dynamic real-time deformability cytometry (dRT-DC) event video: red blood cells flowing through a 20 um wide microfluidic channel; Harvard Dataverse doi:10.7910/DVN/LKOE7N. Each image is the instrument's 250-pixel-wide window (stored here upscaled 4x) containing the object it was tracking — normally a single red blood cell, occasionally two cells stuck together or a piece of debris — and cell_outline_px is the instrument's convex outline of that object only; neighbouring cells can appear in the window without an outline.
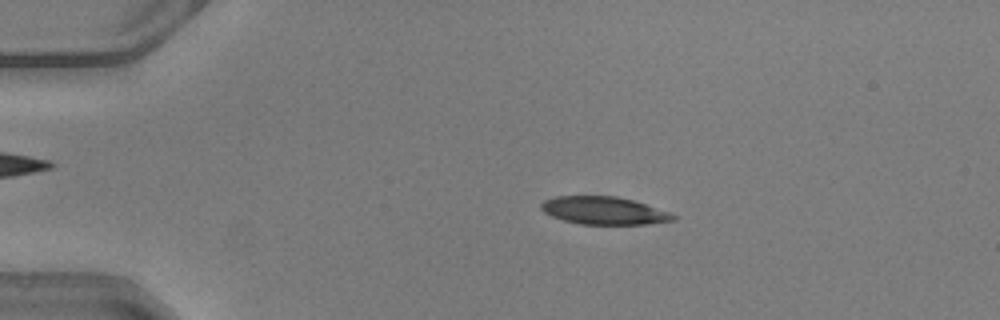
{"species": "common noctule bat (a hibernating species)", "species_latin": "Nyctalus noctula", "temperature_condition": "warm", "stored_images_in_passage": 46, "camera_frame_rate_fps": 3000, "um_per_image_px": 0.085, "animal": {"sex": "male", "body_mass_g": 20.5, "forearm_length_mm": 52.5}, "frame": {"image": 1, "passage_image": 7, "time_ms": 2.0, "image_size_px": [1000, 320], "cell_outline_px": [[676, 220], [648, 224], [580, 224], [564, 220], [552, 216], [544, 212], [540, 208], [540, 204], [544, 200], [556, 196], [616, 196], [632, 200], [672, 212], [676, 216]], "centroid_in_image_um": [51.35, 17.9], "position_along_channel_um": 33.6, "area_um2": 21.39}}
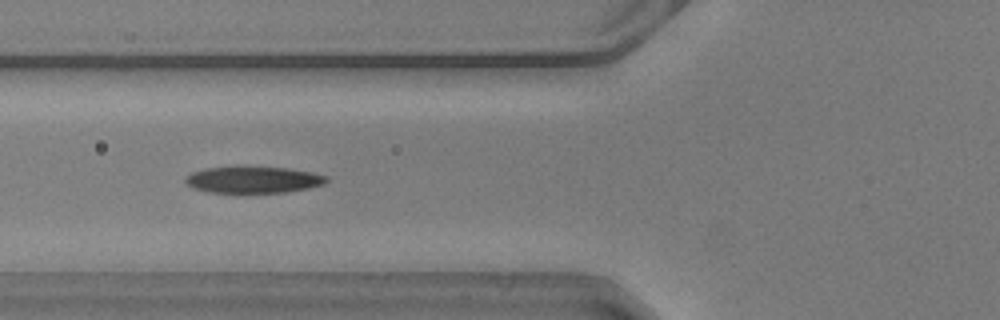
{"frame": {"image": 2, "passage_image": 16, "time_ms": 5.0, "image_size_px": [1000, 320], "cell_outline_px": [[328, 180], [324, 184], [308, 188], [288, 192], [208, 192], [192, 188], [184, 180], [192, 172], [204, 168], [232, 164], [244, 164], [288, 168], [312, 172], [328, 176]], "centroid_in_image_um": [21.51, 15.22], "position_along_channel_um": 104.3, "area_um2": 22.72}}
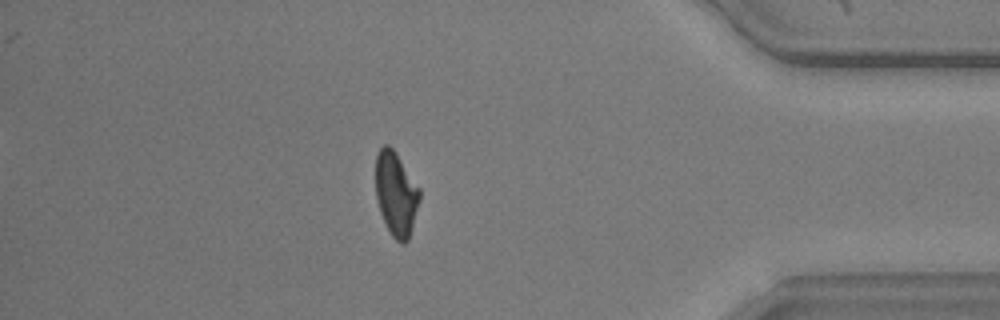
{"frame": {"image": 3, "passage_image": 40, "time_ms": 13.0, "image_size_px": [1000, 320], "cell_outline_px": [[420, 200], [408, 240], [404, 244], [400, 244], [392, 236], [380, 212], [376, 196], [376, 156], [380, 148], [384, 144], [388, 144], [396, 152], [420, 188]], "centroid_in_image_um": [33.67, 16.46], "position_along_channel_um": 401.5, "area_um2": 21.5}, "authors_computed_cell_mechanics": {"area_um2": 22.4264, "velocity_mm_per_s": 4.1223, "shape_relaxation_time_tau1_ms": 2.5918, "shape_relaxation_time_tau2_ms": 2.3512, "deformation_change_tau1": 0.1731, "deformation_change_tau2": 0.1057}}